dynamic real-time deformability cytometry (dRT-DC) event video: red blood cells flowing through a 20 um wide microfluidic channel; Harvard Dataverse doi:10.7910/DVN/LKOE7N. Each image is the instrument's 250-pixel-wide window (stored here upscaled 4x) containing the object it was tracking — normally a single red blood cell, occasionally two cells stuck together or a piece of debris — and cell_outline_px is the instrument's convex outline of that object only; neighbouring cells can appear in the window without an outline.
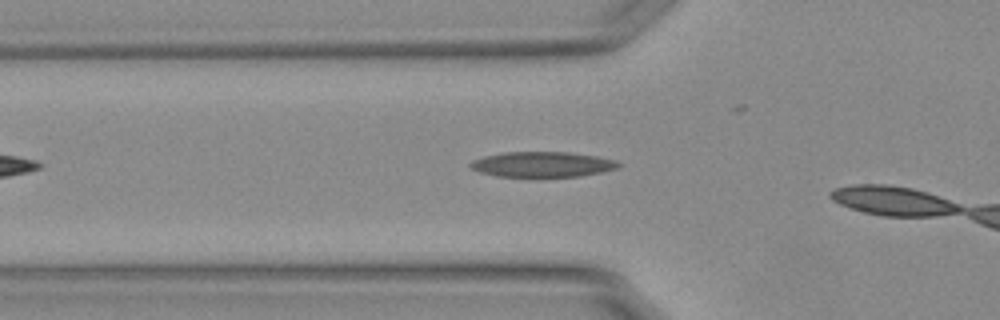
{"species": "Egyptian fruit bat (a non-hibernating species)", "species_latin": "Rousettus aegyptiacus", "temperature_condition": "warm", "stored_images_in_passage": 8, "camera_frame_rate_fps": 3000, "um_per_image_px": 0.085, "animal": {"sex": "female"}, "frame": {"image": 1, "passage_image": 7, "time_ms": 2.0, "image_size_px": [1000, 320], "cell_outline_px": [[620, 168], [580, 176], [496, 176], [480, 172], [472, 168], [468, 164], [472, 160], [484, 156], [504, 152], [568, 152], [600, 156], [616, 160], [620, 164]], "centroid_in_image_um": [46.12, 13.96], "position_along_channel_um": 79.7, "area_um2": 21.79}}